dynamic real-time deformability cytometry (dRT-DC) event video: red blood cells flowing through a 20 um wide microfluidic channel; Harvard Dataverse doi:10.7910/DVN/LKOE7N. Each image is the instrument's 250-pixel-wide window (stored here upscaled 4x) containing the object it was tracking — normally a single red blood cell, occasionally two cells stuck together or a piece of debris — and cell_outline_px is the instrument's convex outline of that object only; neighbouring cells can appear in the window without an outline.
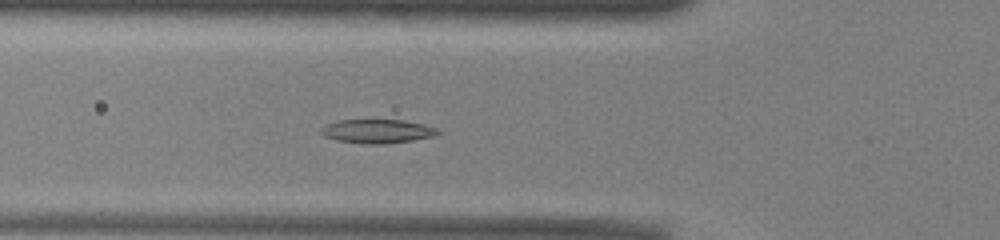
{"species": "common noctule bat (a hibernating species)", "species_latin": "Nyctalus noctula", "temperature_condition": "warm", "stored_images_in_passage": 47, "camera_frame_rate_fps": 3000, "um_per_image_px": 0.085, "animal": {"sex": "male", "body_mass_g": 13.0, "forearm_length_mm": 53.1}, "frame": {"image": 1, "passage_image": 13, "time_ms": 4.0, "image_size_px": [1000, 240], "cell_outline_px": [[440, 132], [436, 136], [412, 140], [384, 144], [364, 144], [336, 140], [324, 136], [320, 132], [320, 128], [328, 124], [340, 120], [404, 120], [424, 124], [436, 128]], "centroid_in_image_um": [32.08, 11.16], "position_along_channel_um": 93.7, "area_um2": 16.24}}
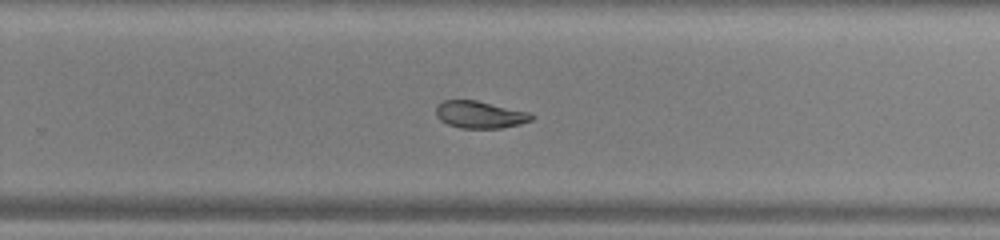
{"frame": {"image": 2, "passage_image": 28, "time_ms": 9.0, "image_size_px": [1000, 240], "cell_outline_px": [[536, 116], [532, 120], [520, 124], [500, 128], [460, 128], [448, 124], [440, 120], [436, 116], [436, 108], [444, 100], [476, 100], [532, 112]], "centroid_in_image_um": [40.85, 9.74], "position_along_channel_um": 289.0, "area_um2": 15.26}}
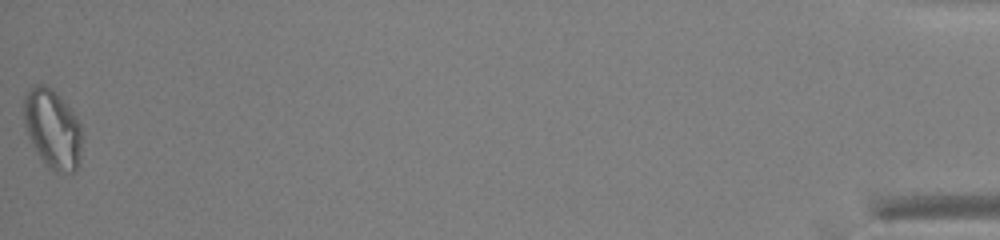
{"frame": {"image": 3, "passage_image": 47, "time_ms": 15.333, "image_size_px": [1000, 240], "cell_outline_px": [[84, 136], [80, 164], [72, 172], [56, 172], [48, 168], [44, 164], [36, 152], [28, 136], [24, 124], [24, 96], [32, 84], [44, 84], [52, 88], [72, 108], [84, 132]], "centroid_in_image_um": [4.51, 10.95], "position_along_channel_um": 430.7, "area_um2": 27.74}, "authors_computed_cell_mechanics": {"area_um2": 17.1666, "velocity_mm_per_s": 3.9131, "shape_relaxation_time_tau1_ms": 7.6862, "shape_relaxation_time_tau2_ms": 3.7911, "deformation_change_tau1": 0.1741, "deformation_change_tau2": 0.087}}